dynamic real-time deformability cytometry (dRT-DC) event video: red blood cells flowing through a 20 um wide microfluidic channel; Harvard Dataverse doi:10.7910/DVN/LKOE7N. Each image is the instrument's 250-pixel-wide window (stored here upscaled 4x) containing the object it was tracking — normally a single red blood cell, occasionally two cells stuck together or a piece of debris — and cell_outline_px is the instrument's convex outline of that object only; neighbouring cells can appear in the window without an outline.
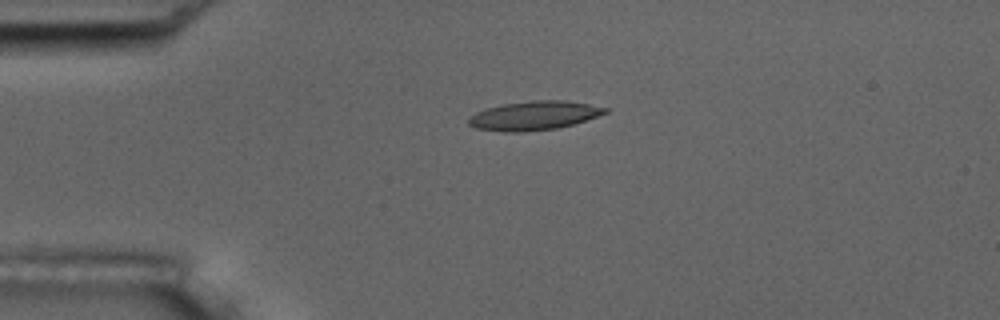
{"species": "common noctule bat (a hibernating species)", "species_latin": "Nyctalus noctula", "temperature_condition": "room temperature", "stored_images_in_passage": 2, "camera_frame_rate_fps": 3000, "um_per_image_px": 0.085, "animal": {"sex": "male", "body_mass_g": 17.5, "forearm_length_mm": 52.3}, "frame": {"image": 1, "passage_image": 1, "time_ms": 0.0, "image_size_px": [1000, 320], "cell_outline_px": [[608, 112], [572, 124], [556, 128], [520, 132], [504, 132], [476, 128], [468, 124], [468, 116], [484, 108], [504, 104], [532, 100], [564, 100], [588, 104], [608, 108]], "centroid_in_image_um": [45.33, 9.82], "position_along_channel_um": 39.7, "area_um2": 22.89}}
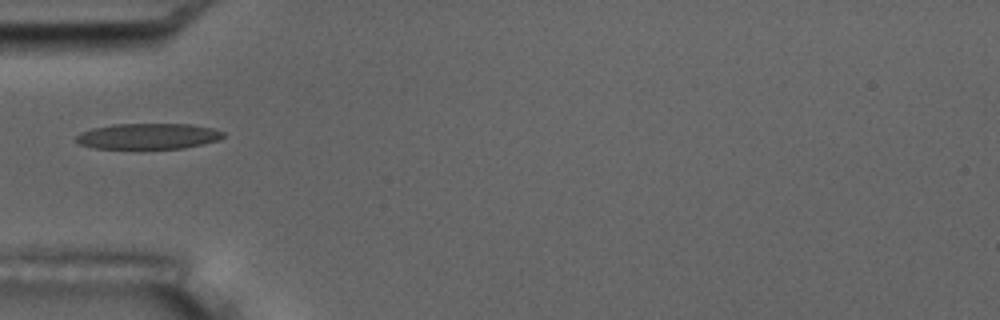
{"frame": {"image": 2, "passage_image": 2, "time_ms": 1.667, "image_size_px": [1000, 320], "cell_outline_px": [[224, 136], [220, 140], [204, 144], [184, 148], [96, 148], [76, 144], [72, 140], [80, 132], [92, 128], [112, 124], [192, 124], [212, 128], [224, 132]], "centroid_in_image_um": [12.56, 11.57], "position_along_channel_um": 72.4, "area_um2": 22.31}}